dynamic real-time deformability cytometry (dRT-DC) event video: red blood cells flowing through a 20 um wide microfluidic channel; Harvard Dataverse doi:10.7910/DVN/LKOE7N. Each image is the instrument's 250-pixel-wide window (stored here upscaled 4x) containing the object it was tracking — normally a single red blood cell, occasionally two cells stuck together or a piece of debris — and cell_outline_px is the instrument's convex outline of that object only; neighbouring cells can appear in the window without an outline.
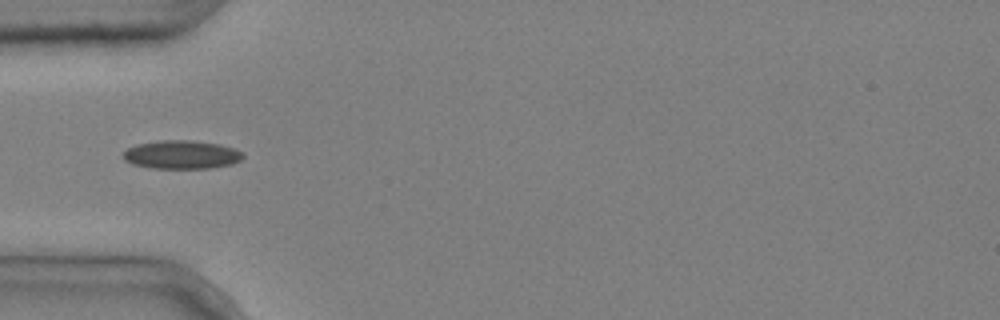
{"species": "common noctule bat (a hibernating species)", "species_latin": "Nyctalus noctula", "temperature_condition": "cold", "stored_images_in_passage": 6, "camera_frame_rate_fps": 3000, "um_per_image_px": 0.085, "animal": {"sex": "male", "body_mass_g": 20.4}, "frame": {"image": 1, "passage_image": 4, "time_ms": 1.0, "image_size_px": [1000, 320], "cell_outline_px": [[244, 156], [240, 160], [232, 164], [208, 168], [152, 168], [132, 164], [124, 160], [124, 152], [128, 148], [136, 144], [160, 140], [192, 140], [220, 144], [236, 148], [244, 152]], "centroid_in_image_um": [15.46, 13.13], "position_along_channel_um": 69.5, "area_um2": 20.0}}